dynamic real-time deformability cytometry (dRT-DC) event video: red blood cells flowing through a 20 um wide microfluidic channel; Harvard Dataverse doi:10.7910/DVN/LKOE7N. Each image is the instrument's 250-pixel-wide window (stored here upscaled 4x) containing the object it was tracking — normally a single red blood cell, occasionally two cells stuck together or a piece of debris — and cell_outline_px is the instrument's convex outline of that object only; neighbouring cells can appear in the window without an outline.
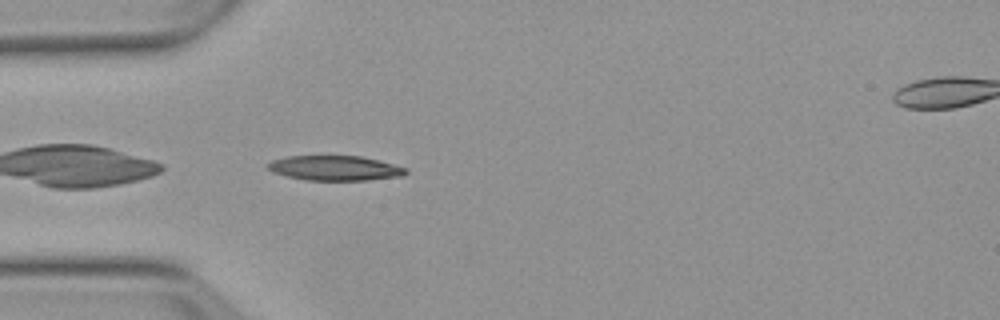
{"species": "Egyptian fruit bat (a non-hibernating species)", "species_latin": "Rousettus aegyptiacus", "temperature_condition": "warm", "stored_images_in_passage": 4, "camera_frame_rate_fps": 3000, "um_per_image_px": 0.085, "animal": {"sex": "female"}, "frame": {"image": 1, "passage_image": 4, "time_ms": 3.667, "image_size_px": [1000, 320], "cell_outline_px": [[408, 172], [404, 176], [368, 180], [308, 180], [288, 176], [272, 172], [268, 168], [268, 164], [272, 160], [288, 156], [360, 156], [408, 168]], "centroid_in_image_um": [28.5, 14.29], "position_along_channel_um": 56.5, "area_um2": 19.83}}